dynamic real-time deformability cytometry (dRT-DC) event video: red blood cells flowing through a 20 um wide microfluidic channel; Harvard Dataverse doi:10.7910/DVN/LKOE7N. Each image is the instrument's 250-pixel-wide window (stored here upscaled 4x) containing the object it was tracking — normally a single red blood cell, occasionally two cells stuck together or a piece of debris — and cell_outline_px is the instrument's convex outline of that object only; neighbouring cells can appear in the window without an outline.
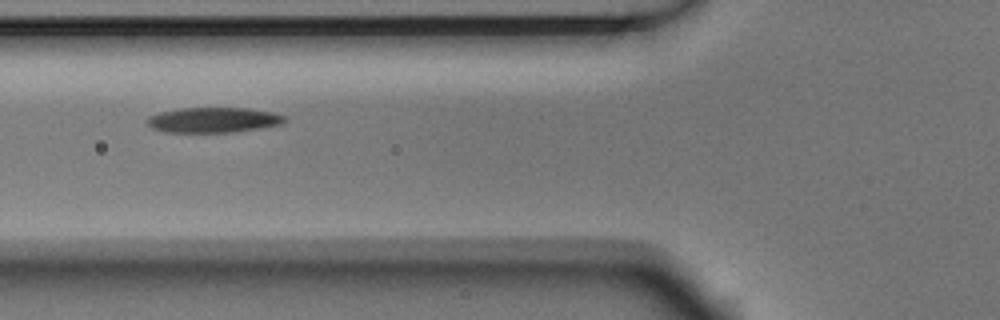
{"species": "Egyptian fruit bat (a non-hibernating species)", "species_latin": "Rousettus aegyptiacus", "temperature_condition": "room temperature", "stored_images_in_passage": 4, "camera_frame_rate_fps": 3000, "um_per_image_px": 0.085, "animal": {"sex": "male"}, "frame": {"image": 1, "passage_image": 3, "time_ms": 0.667, "image_size_px": [1000, 320], "cell_outline_px": [[288, 120], [280, 124], [260, 128], [232, 132], [164, 132], [152, 128], [144, 120], [148, 116], [160, 112], [180, 108], [248, 108], [272, 112], [288, 116]], "centroid_in_image_um": [18.14, 10.19], "position_along_channel_um": 107.7, "area_um2": 20.35}}
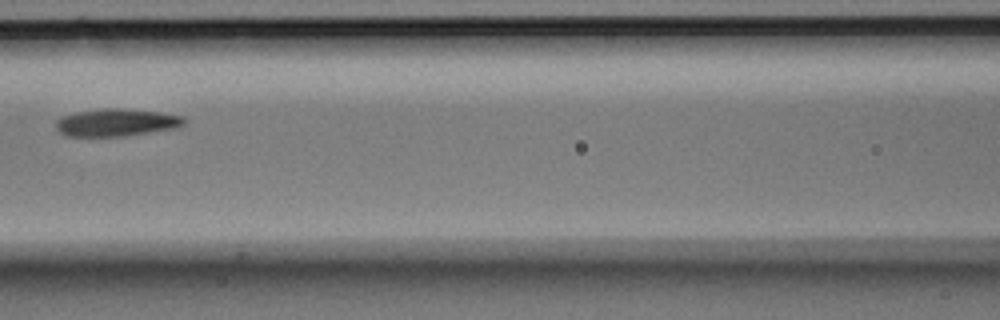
{"frame": {"image": 2, "passage_image": 4, "time_ms": 1.0, "image_size_px": [1000, 320], "cell_outline_px": [[188, 120], [184, 124], [176, 128], [124, 136], [64, 136], [56, 128], [56, 120], [60, 116], [76, 112], [104, 108], [124, 108], [160, 112], [184, 116]], "centroid_in_image_um": [9.9, 10.4], "position_along_channel_um": 156.7, "area_um2": 20.75}}